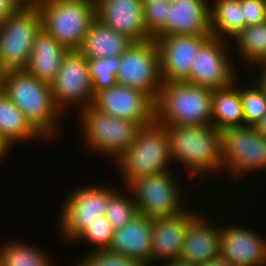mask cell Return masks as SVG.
I'll use <instances>...</instances> for the list:
<instances>
[{"label":"cell","instance_id":"cell-40","mask_svg":"<svg viewBox=\"0 0 266 266\" xmlns=\"http://www.w3.org/2000/svg\"><path fill=\"white\" fill-rule=\"evenodd\" d=\"M160 264V266H197L194 265L190 262H183L180 260H175V261H169V262H165L164 264L161 262H158Z\"/></svg>","mask_w":266,"mask_h":266},{"label":"cell","instance_id":"cell-24","mask_svg":"<svg viewBox=\"0 0 266 266\" xmlns=\"http://www.w3.org/2000/svg\"><path fill=\"white\" fill-rule=\"evenodd\" d=\"M0 135L11 148L20 142L47 140L4 92L0 94Z\"/></svg>","mask_w":266,"mask_h":266},{"label":"cell","instance_id":"cell-11","mask_svg":"<svg viewBox=\"0 0 266 266\" xmlns=\"http://www.w3.org/2000/svg\"><path fill=\"white\" fill-rule=\"evenodd\" d=\"M116 79L118 84L141 90L156 102L163 80L159 50L153 38L133 42L120 56Z\"/></svg>","mask_w":266,"mask_h":266},{"label":"cell","instance_id":"cell-28","mask_svg":"<svg viewBox=\"0 0 266 266\" xmlns=\"http://www.w3.org/2000/svg\"><path fill=\"white\" fill-rule=\"evenodd\" d=\"M4 244V245H3ZM0 243V263L2 266H52L49 253L34 244L18 241ZM53 263V264H52Z\"/></svg>","mask_w":266,"mask_h":266},{"label":"cell","instance_id":"cell-21","mask_svg":"<svg viewBox=\"0 0 266 266\" xmlns=\"http://www.w3.org/2000/svg\"><path fill=\"white\" fill-rule=\"evenodd\" d=\"M209 219L205 213H200L191 222L178 260L198 265L220 256L222 225L218 226Z\"/></svg>","mask_w":266,"mask_h":266},{"label":"cell","instance_id":"cell-27","mask_svg":"<svg viewBox=\"0 0 266 266\" xmlns=\"http://www.w3.org/2000/svg\"><path fill=\"white\" fill-rule=\"evenodd\" d=\"M237 46L236 50L241 55V62H247L249 66H256L266 56V21L256 25L244 27L230 42ZM235 43V44H234Z\"/></svg>","mask_w":266,"mask_h":266},{"label":"cell","instance_id":"cell-3","mask_svg":"<svg viewBox=\"0 0 266 266\" xmlns=\"http://www.w3.org/2000/svg\"><path fill=\"white\" fill-rule=\"evenodd\" d=\"M213 90L187 82L162 84L155 102V121L162 125H212Z\"/></svg>","mask_w":266,"mask_h":266},{"label":"cell","instance_id":"cell-8","mask_svg":"<svg viewBox=\"0 0 266 266\" xmlns=\"http://www.w3.org/2000/svg\"><path fill=\"white\" fill-rule=\"evenodd\" d=\"M41 29L42 17L38 8H20L0 23V65L6 72L27 68Z\"/></svg>","mask_w":266,"mask_h":266},{"label":"cell","instance_id":"cell-45","mask_svg":"<svg viewBox=\"0 0 266 266\" xmlns=\"http://www.w3.org/2000/svg\"><path fill=\"white\" fill-rule=\"evenodd\" d=\"M143 2H153V1H160V2H170L171 0H142Z\"/></svg>","mask_w":266,"mask_h":266},{"label":"cell","instance_id":"cell-38","mask_svg":"<svg viewBox=\"0 0 266 266\" xmlns=\"http://www.w3.org/2000/svg\"><path fill=\"white\" fill-rule=\"evenodd\" d=\"M11 147L7 144V142L1 137L0 135V164L2 163V159L5 160L4 158L8 156L11 151Z\"/></svg>","mask_w":266,"mask_h":266},{"label":"cell","instance_id":"cell-34","mask_svg":"<svg viewBox=\"0 0 266 266\" xmlns=\"http://www.w3.org/2000/svg\"><path fill=\"white\" fill-rule=\"evenodd\" d=\"M79 257L85 266H143L140 262L109 250L93 251Z\"/></svg>","mask_w":266,"mask_h":266},{"label":"cell","instance_id":"cell-7","mask_svg":"<svg viewBox=\"0 0 266 266\" xmlns=\"http://www.w3.org/2000/svg\"><path fill=\"white\" fill-rule=\"evenodd\" d=\"M172 171L171 168L158 174L142 176L127 186L135 200L138 214L149 219L165 218L177 216L188 208L185 206L187 199L183 194L182 183L179 184L177 174Z\"/></svg>","mask_w":266,"mask_h":266},{"label":"cell","instance_id":"cell-19","mask_svg":"<svg viewBox=\"0 0 266 266\" xmlns=\"http://www.w3.org/2000/svg\"><path fill=\"white\" fill-rule=\"evenodd\" d=\"M208 1L171 0L168 2L166 26L153 39L169 35L212 36L210 32L211 0Z\"/></svg>","mask_w":266,"mask_h":266},{"label":"cell","instance_id":"cell-26","mask_svg":"<svg viewBox=\"0 0 266 266\" xmlns=\"http://www.w3.org/2000/svg\"><path fill=\"white\" fill-rule=\"evenodd\" d=\"M244 27L245 18L240 0H212V3L210 2L212 37L230 42Z\"/></svg>","mask_w":266,"mask_h":266},{"label":"cell","instance_id":"cell-23","mask_svg":"<svg viewBox=\"0 0 266 266\" xmlns=\"http://www.w3.org/2000/svg\"><path fill=\"white\" fill-rule=\"evenodd\" d=\"M132 43L127 36L96 18L90 25L79 51L89 59L120 57Z\"/></svg>","mask_w":266,"mask_h":266},{"label":"cell","instance_id":"cell-43","mask_svg":"<svg viewBox=\"0 0 266 266\" xmlns=\"http://www.w3.org/2000/svg\"><path fill=\"white\" fill-rule=\"evenodd\" d=\"M258 73H260V75L258 74V77L256 78H258L263 83V85L266 87V71H259Z\"/></svg>","mask_w":266,"mask_h":266},{"label":"cell","instance_id":"cell-35","mask_svg":"<svg viewBox=\"0 0 266 266\" xmlns=\"http://www.w3.org/2000/svg\"><path fill=\"white\" fill-rule=\"evenodd\" d=\"M245 27L266 21V0H240Z\"/></svg>","mask_w":266,"mask_h":266},{"label":"cell","instance_id":"cell-15","mask_svg":"<svg viewBox=\"0 0 266 266\" xmlns=\"http://www.w3.org/2000/svg\"><path fill=\"white\" fill-rule=\"evenodd\" d=\"M212 36L169 35L154 39L164 83L184 82L190 77L199 49Z\"/></svg>","mask_w":266,"mask_h":266},{"label":"cell","instance_id":"cell-37","mask_svg":"<svg viewBox=\"0 0 266 266\" xmlns=\"http://www.w3.org/2000/svg\"><path fill=\"white\" fill-rule=\"evenodd\" d=\"M19 8H38L43 0H13Z\"/></svg>","mask_w":266,"mask_h":266},{"label":"cell","instance_id":"cell-12","mask_svg":"<svg viewBox=\"0 0 266 266\" xmlns=\"http://www.w3.org/2000/svg\"><path fill=\"white\" fill-rule=\"evenodd\" d=\"M50 87L55 106L61 113L71 105L80 106L79 110L92 105L94 90L87 58L79 50L68 51Z\"/></svg>","mask_w":266,"mask_h":266},{"label":"cell","instance_id":"cell-29","mask_svg":"<svg viewBox=\"0 0 266 266\" xmlns=\"http://www.w3.org/2000/svg\"><path fill=\"white\" fill-rule=\"evenodd\" d=\"M255 84L243 88L240 86V96L243 105L244 120L246 126H256V124L266 114V87L258 79ZM242 87V88H241Z\"/></svg>","mask_w":266,"mask_h":266},{"label":"cell","instance_id":"cell-30","mask_svg":"<svg viewBox=\"0 0 266 266\" xmlns=\"http://www.w3.org/2000/svg\"><path fill=\"white\" fill-rule=\"evenodd\" d=\"M120 57H107L98 59L87 58V66L94 96L103 90L109 89L117 84V71Z\"/></svg>","mask_w":266,"mask_h":266},{"label":"cell","instance_id":"cell-5","mask_svg":"<svg viewBox=\"0 0 266 266\" xmlns=\"http://www.w3.org/2000/svg\"><path fill=\"white\" fill-rule=\"evenodd\" d=\"M42 28L67 50H79L96 19L95 0H43Z\"/></svg>","mask_w":266,"mask_h":266},{"label":"cell","instance_id":"cell-25","mask_svg":"<svg viewBox=\"0 0 266 266\" xmlns=\"http://www.w3.org/2000/svg\"><path fill=\"white\" fill-rule=\"evenodd\" d=\"M238 81L237 78L232 85L213 90L212 125L218 131L245 126Z\"/></svg>","mask_w":266,"mask_h":266},{"label":"cell","instance_id":"cell-42","mask_svg":"<svg viewBox=\"0 0 266 266\" xmlns=\"http://www.w3.org/2000/svg\"><path fill=\"white\" fill-rule=\"evenodd\" d=\"M5 73L6 71L0 65V94L3 93Z\"/></svg>","mask_w":266,"mask_h":266},{"label":"cell","instance_id":"cell-1","mask_svg":"<svg viewBox=\"0 0 266 266\" xmlns=\"http://www.w3.org/2000/svg\"><path fill=\"white\" fill-rule=\"evenodd\" d=\"M164 127L169 139L171 161L180 162L179 165L187 169V174L189 170L190 175H197L194 176L197 178L222 173L221 131L213 125Z\"/></svg>","mask_w":266,"mask_h":266},{"label":"cell","instance_id":"cell-16","mask_svg":"<svg viewBox=\"0 0 266 266\" xmlns=\"http://www.w3.org/2000/svg\"><path fill=\"white\" fill-rule=\"evenodd\" d=\"M231 225L223 224L220 232L223 260L229 266H266V236L249 226L234 225L233 221Z\"/></svg>","mask_w":266,"mask_h":266},{"label":"cell","instance_id":"cell-22","mask_svg":"<svg viewBox=\"0 0 266 266\" xmlns=\"http://www.w3.org/2000/svg\"><path fill=\"white\" fill-rule=\"evenodd\" d=\"M68 51L42 28L35 38L25 70L37 79L50 84L56 78Z\"/></svg>","mask_w":266,"mask_h":266},{"label":"cell","instance_id":"cell-13","mask_svg":"<svg viewBox=\"0 0 266 266\" xmlns=\"http://www.w3.org/2000/svg\"><path fill=\"white\" fill-rule=\"evenodd\" d=\"M230 42L211 37L198 51L187 83L212 90L226 88L238 78L228 50ZM237 71V72H236Z\"/></svg>","mask_w":266,"mask_h":266},{"label":"cell","instance_id":"cell-33","mask_svg":"<svg viewBox=\"0 0 266 266\" xmlns=\"http://www.w3.org/2000/svg\"><path fill=\"white\" fill-rule=\"evenodd\" d=\"M168 20V2H143V21L147 33L154 38Z\"/></svg>","mask_w":266,"mask_h":266},{"label":"cell","instance_id":"cell-10","mask_svg":"<svg viewBox=\"0 0 266 266\" xmlns=\"http://www.w3.org/2000/svg\"><path fill=\"white\" fill-rule=\"evenodd\" d=\"M118 190L110 185L81 186L63 200L59 231L66 242H74L88 227L105 215L110 197Z\"/></svg>","mask_w":266,"mask_h":266},{"label":"cell","instance_id":"cell-36","mask_svg":"<svg viewBox=\"0 0 266 266\" xmlns=\"http://www.w3.org/2000/svg\"><path fill=\"white\" fill-rule=\"evenodd\" d=\"M19 9L13 0H0V23L8 16L15 14Z\"/></svg>","mask_w":266,"mask_h":266},{"label":"cell","instance_id":"cell-2","mask_svg":"<svg viewBox=\"0 0 266 266\" xmlns=\"http://www.w3.org/2000/svg\"><path fill=\"white\" fill-rule=\"evenodd\" d=\"M3 92L46 139L59 135L63 114L55 106L50 84L26 70H10L5 73Z\"/></svg>","mask_w":266,"mask_h":266},{"label":"cell","instance_id":"cell-20","mask_svg":"<svg viewBox=\"0 0 266 266\" xmlns=\"http://www.w3.org/2000/svg\"><path fill=\"white\" fill-rule=\"evenodd\" d=\"M151 240L152 219L137 213L122 228L114 231L108 250L138 261L143 266H152Z\"/></svg>","mask_w":266,"mask_h":266},{"label":"cell","instance_id":"cell-14","mask_svg":"<svg viewBox=\"0 0 266 266\" xmlns=\"http://www.w3.org/2000/svg\"><path fill=\"white\" fill-rule=\"evenodd\" d=\"M92 106L102 113L139 123L142 127L155 122V101L147 93L122 84L98 92Z\"/></svg>","mask_w":266,"mask_h":266},{"label":"cell","instance_id":"cell-6","mask_svg":"<svg viewBox=\"0 0 266 266\" xmlns=\"http://www.w3.org/2000/svg\"><path fill=\"white\" fill-rule=\"evenodd\" d=\"M81 138L92 152L116 161L143 128L139 123L102 113L92 105L79 110Z\"/></svg>","mask_w":266,"mask_h":266},{"label":"cell","instance_id":"cell-17","mask_svg":"<svg viewBox=\"0 0 266 266\" xmlns=\"http://www.w3.org/2000/svg\"><path fill=\"white\" fill-rule=\"evenodd\" d=\"M188 208L173 217L152 219V266L178 260L184 244L185 234L191 222L200 214ZM157 261V262H156Z\"/></svg>","mask_w":266,"mask_h":266},{"label":"cell","instance_id":"cell-4","mask_svg":"<svg viewBox=\"0 0 266 266\" xmlns=\"http://www.w3.org/2000/svg\"><path fill=\"white\" fill-rule=\"evenodd\" d=\"M170 163L167 131L156 121L143 127L131 146L115 161L125 187L142 176L171 170Z\"/></svg>","mask_w":266,"mask_h":266},{"label":"cell","instance_id":"cell-32","mask_svg":"<svg viewBox=\"0 0 266 266\" xmlns=\"http://www.w3.org/2000/svg\"><path fill=\"white\" fill-rule=\"evenodd\" d=\"M114 228L106 216L98 218L94 224L89 227L75 240V242L85 241L91 245V250L87 253L100 250H108L114 235Z\"/></svg>","mask_w":266,"mask_h":266},{"label":"cell","instance_id":"cell-31","mask_svg":"<svg viewBox=\"0 0 266 266\" xmlns=\"http://www.w3.org/2000/svg\"><path fill=\"white\" fill-rule=\"evenodd\" d=\"M125 188L129 191L127 196H125V192L122 194V192L117 190L110 197L106 207L105 216L114 230L122 228L137 214V208L132 193L127 187Z\"/></svg>","mask_w":266,"mask_h":266},{"label":"cell","instance_id":"cell-46","mask_svg":"<svg viewBox=\"0 0 266 266\" xmlns=\"http://www.w3.org/2000/svg\"><path fill=\"white\" fill-rule=\"evenodd\" d=\"M74 263L76 264L74 266H85L80 260H78L77 262L74 261Z\"/></svg>","mask_w":266,"mask_h":266},{"label":"cell","instance_id":"cell-9","mask_svg":"<svg viewBox=\"0 0 266 266\" xmlns=\"http://www.w3.org/2000/svg\"><path fill=\"white\" fill-rule=\"evenodd\" d=\"M221 144L222 173H231L234 179L244 174L249 177L252 172L264 170L266 173V136L255 126L245 125L222 131Z\"/></svg>","mask_w":266,"mask_h":266},{"label":"cell","instance_id":"cell-44","mask_svg":"<svg viewBox=\"0 0 266 266\" xmlns=\"http://www.w3.org/2000/svg\"><path fill=\"white\" fill-rule=\"evenodd\" d=\"M256 67H258L257 69L260 68L258 71H266V56Z\"/></svg>","mask_w":266,"mask_h":266},{"label":"cell","instance_id":"cell-18","mask_svg":"<svg viewBox=\"0 0 266 266\" xmlns=\"http://www.w3.org/2000/svg\"><path fill=\"white\" fill-rule=\"evenodd\" d=\"M96 18L133 42L152 39L143 21L142 0H95Z\"/></svg>","mask_w":266,"mask_h":266},{"label":"cell","instance_id":"cell-41","mask_svg":"<svg viewBox=\"0 0 266 266\" xmlns=\"http://www.w3.org/2000/svg\"><path fill=\"white\" fill-rule=\"evenodd\" d=\"M259 132L266 136V114L262 117V119L255 126Z\"/></svg>","mask_w":266,"mask_h":266},{"label":"cell","instance_id":"cell-39","mask_svg":"<svg viewBox=\"0 0 266 266\" xmlns=\"http://www.w3.org/2000/svg\"><path fill=\"white\" fill-rule=\"evenodd\" d=\"M197 266H229L221 256H218L210 261L202 262Z\"/></svg>","mask_w":266,"mask_h":266}]
</instances>
